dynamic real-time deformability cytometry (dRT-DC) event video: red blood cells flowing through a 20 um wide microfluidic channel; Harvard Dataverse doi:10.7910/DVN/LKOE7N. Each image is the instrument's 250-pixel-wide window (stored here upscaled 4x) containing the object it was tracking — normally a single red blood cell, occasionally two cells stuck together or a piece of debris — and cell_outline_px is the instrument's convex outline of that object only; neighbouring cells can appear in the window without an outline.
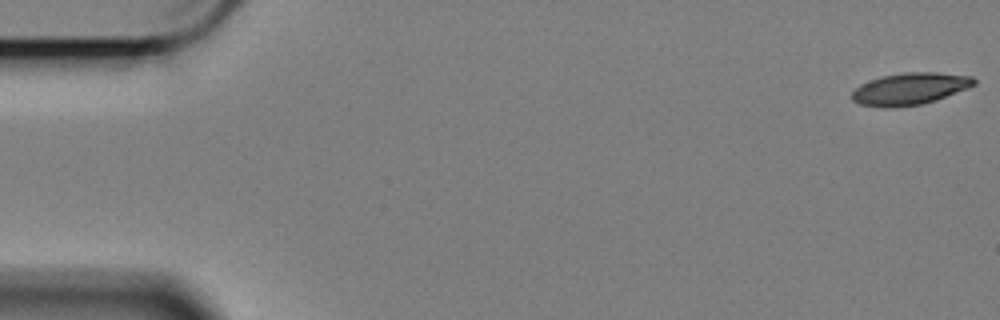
{"species": "Egyptian fruit bat (a non-hibernating species)", "species_latin": "Rousettus aegyptiacus", "temperature_condition": "cold", "stored_images_in_passage": 59, "camera_frame_rate_fps": 3000, "um_per_image_px": 0.085, "animal": {"sex": "female"}, "frame": {"image": 1, "passage_image": 1, "time_ms": 0.0, "image_size_px": [1000, 320], "cell_outline_px": [[976, 84], [968, 88], [936, 100], [920, 104], [888, 108], [884, 108], [860, 104], [852, 100], [852, 92], [860, 84], [884, 76], [904, 72], [936, 72], [972, 76], [976, 80]], "centroid_in_image_um": [77.36, 7.54], "position_along_channel_um": 7.6, "area_um2": 22.6}}
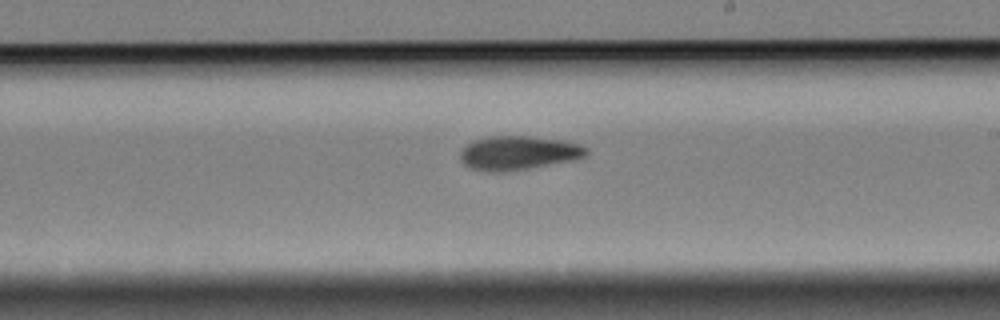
{"frame": {"image": 2, "passage_image": 34, "time_ms": 11.0, "image_size_px": [1000, 320], "cell_outline_px": [[588, 156], [576, 160], [504, 172], [488, 172], [472, 168], [464, 164], [460, 156], [460, 152], [468, 144], [476, 140], [492, 136], [528, 136], [564, 140], [580, 144], [588, 148]], "centroid_in_image_um": [44.13, 13.0], "position_along_channel_um": 244.9, "area_um2": 24.97}}
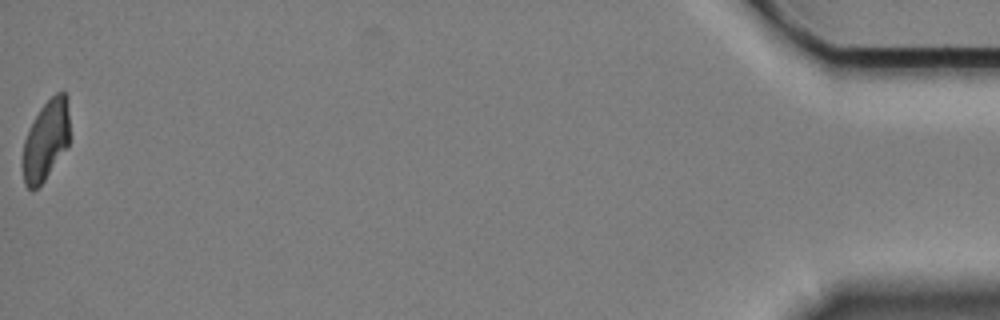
{"frame": {"image": 3, "passage_image": 59, "time_ms": 19.333, "image_size_px": [1000, 320], "cell_outline_px": [[68, 148], [44, 180], [32, 192], [24, 184], [24, 140], [28, 128], [40, 108], [56, 92], [64, 92], [68, 96]], "centroid_in_image_um": [3.91, 11.91], "position_along_channel_um": 431.3, "area_um2": 21.73}, "authors_computed_cell_mechanics": {"area_um2": 24.0448, "velocity_mm_per_s": 3.3897, "shape_relaxation_time_tau1_ms": 6.5857, "shape_relaxation_time_tau2_ms": 5.4106, "deformation_change_tau1": 0.1621, "deformation_change_tau2": 0.1117}}